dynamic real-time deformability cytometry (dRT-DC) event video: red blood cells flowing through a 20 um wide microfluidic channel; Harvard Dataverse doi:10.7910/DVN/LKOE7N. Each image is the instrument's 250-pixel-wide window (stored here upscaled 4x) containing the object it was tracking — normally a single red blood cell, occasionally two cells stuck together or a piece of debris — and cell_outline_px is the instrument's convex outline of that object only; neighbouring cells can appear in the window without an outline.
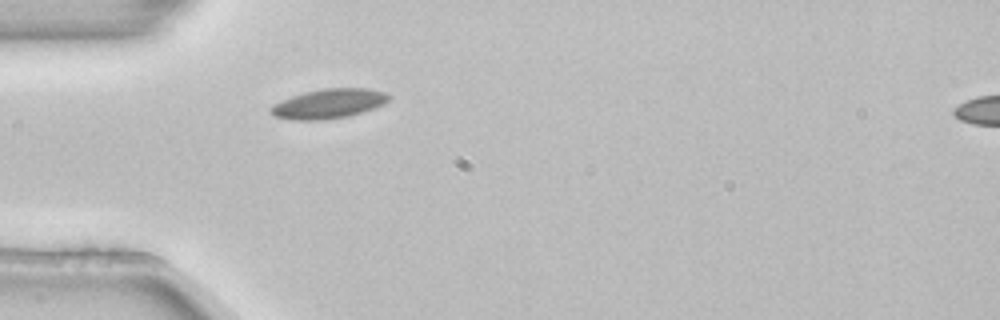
{"species": "common noctule bat (a hibernating species)", "species_latin": "Nyctalus noctula", "temperature_condition": "room temperature", "stored_images_in_passage": 1, "camera_frame_rate_fps": 3000, "um_per_image_px": 0.085, "animal": {"sex": "female", "body_mass_g": 22.7, "forearm_length_mm": 54.2}, "frame": {"image": 1, "passage_image": 1, "time_ms": 0.0, "image_size_px": [1000, 320], "cell_outline_px": [[392, 96], [384, 104], [348, 116], [320, 120], [292, 120], [272, 116], [268, 112], [268, 108], [272, 104], [292, 96], [304, 92], [324, 88], [368, 88], [388, 92]], "centroid_in_image_um": [27.91, 8.81], "position_along_channel_um": 57.1, "area_um2": 20.52}}